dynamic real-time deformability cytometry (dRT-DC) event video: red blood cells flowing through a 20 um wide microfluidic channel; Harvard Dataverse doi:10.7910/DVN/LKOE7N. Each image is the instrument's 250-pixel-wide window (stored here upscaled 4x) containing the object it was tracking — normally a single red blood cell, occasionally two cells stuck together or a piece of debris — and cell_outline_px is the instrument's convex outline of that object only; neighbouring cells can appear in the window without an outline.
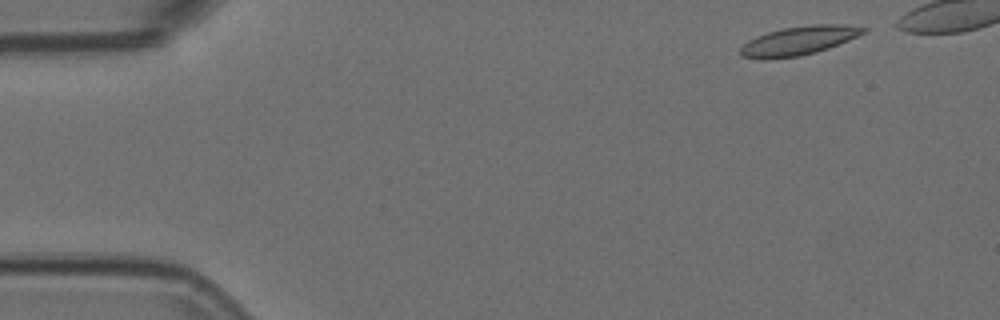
{"species": "Egyptian fruit bat (a non-hibernating species)", "species_latin": "Rousettus aegyptiacus", "temperature_condition": "room temperature", "stored_images_in_passage": 5, "camera_frame_rate_fps": 3000, "um_per_image_px": 0.085, "animal": {"sex": "female"}, "frame": {"image": 1, "passage_image": 1, "time_ms": 0.0, "image_size_px": [1000, 320], "cell_outline_px": [[868, 28], [864, 32], [848, 40], [828, 48], [816, 52], [800, 56], [768, 60], [760, 60], [740, 56], [740, 48], [748, 40], [756, 36], [768, 32], [784, 28], [812, 24], [848, 24]], "centroid_in_image_um": [67.85, 3.47], "position_along_channel_um": 17.1, "area_um2": 20.81}}